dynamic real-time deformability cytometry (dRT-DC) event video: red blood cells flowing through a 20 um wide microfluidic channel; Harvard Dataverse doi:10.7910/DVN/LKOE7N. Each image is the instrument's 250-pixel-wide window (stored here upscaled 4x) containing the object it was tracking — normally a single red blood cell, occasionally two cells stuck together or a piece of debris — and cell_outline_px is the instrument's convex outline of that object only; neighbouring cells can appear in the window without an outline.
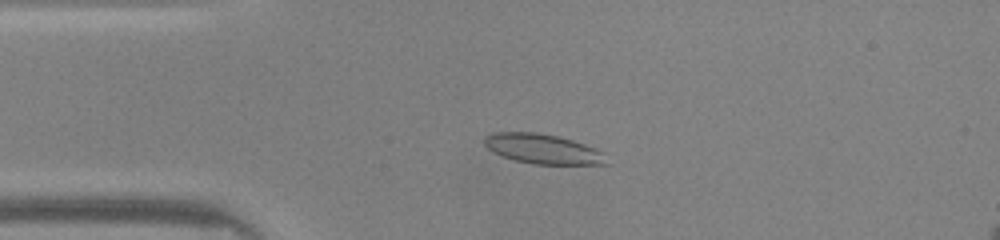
{"species": "common noctule bat (a hibernating species)", "species_latin": "Nyctalus noctula", "temperature_condition": "warm", "stored_images_in_passage": 38, "camera_frame_rate_fps": 3000, "um_per_image_px": 0.085, "animal": {"sex": "male", "body_mass_g": 20.0, "forearm_length_mm": 53.3}, "frame": {"image": 1, "passage_image": 1, "time_ms": 0.0, "image_size_px": [1000, 240], "cell_outline_px": [[608, 164], [536, 164], [516, 160], [504, 156], [488, 148], [484, 144], [484, 136], [492, 132], [536, 132], [560, 136], [584, 144], [604, 152]], "centroid_in_image_um": [46.15, 12.64], "position_along_channel_um": 38.9, "area_um2": 21.04}}
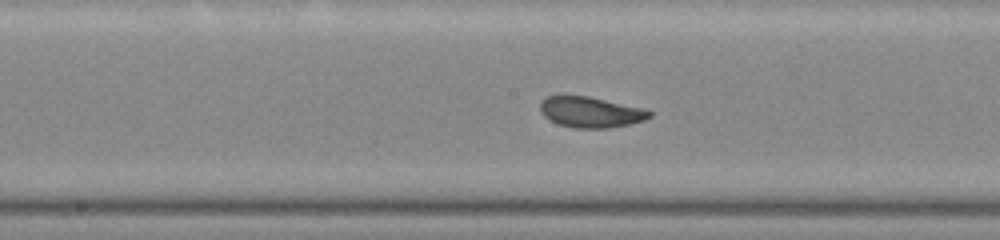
{"frame": {"image": 2, "passage_image": 14, "time_ms": 4.333, "image_size_px": [1000, 240], "cell_outline_px": [[652, 116], [644, 120], [628, 124], [608, 128], [572, 128], [560, 124], [544, 116], [540, 112], [540, 104], [548, 96], [588, 96], [644, 108], [652, 112]], "centroid_in_image_um": [50.23, 9.53], "position_along_channel_um": 198.0, "area_um2": 19.36}}
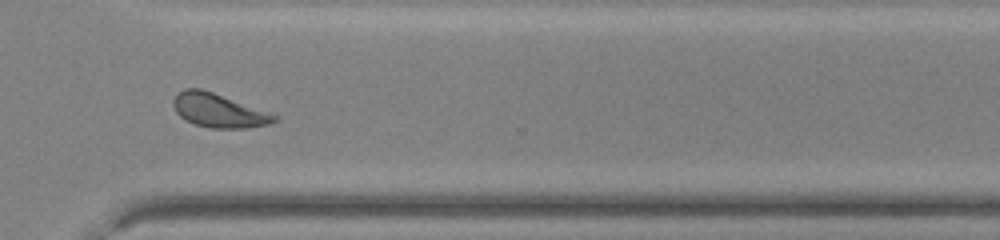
{"frame": {"image": 3, "passage_image": 25, "time_ms": 8.0, "image_size_px": [1000, 240], "cell_outline_px": [[280, 120], [272, 124], [248, 128], [212, 128], [196, 124], [180, 116], [176, 112], [172, 104], [172, 100], [184, 88], [200, 88], [272, 112], [280, 116]], "centroid_in_image_um": [18.68, 9.4], "position_along_channel_um": 351.9, "area_um2": 20.11}, "authors_computed_cell_mechanics": {"area_um2": 19.9988, "velocity_mm_per_s": 4.1955, "shape_relaxation_time_tau1_ms": 3.6962, "shape_relaxation_time_tau2_ms": 0.8674, "deformation_change_tau1": 0.1272, "deformation_change_tau2": 0.0552}}